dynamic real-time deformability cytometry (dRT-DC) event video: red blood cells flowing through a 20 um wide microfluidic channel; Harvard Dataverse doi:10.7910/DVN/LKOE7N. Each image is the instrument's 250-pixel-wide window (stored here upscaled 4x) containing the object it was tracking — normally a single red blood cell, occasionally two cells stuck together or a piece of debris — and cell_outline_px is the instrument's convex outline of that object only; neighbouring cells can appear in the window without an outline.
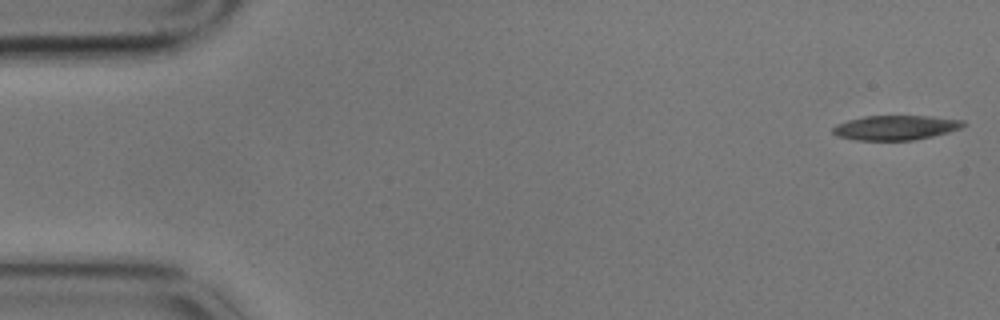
{"species": "common noctule bat (a hibernating species)", "species_latin": "Nyctalus noctula", "temperature_condition": "cold", "stored_images_in_passage": 6, "camera_frame_rate_fps": 3000, "um_per_image_px": 0.085, "animal": {"sex": "male", "body_mass_g": 17.9}, "frame": {"image": 1, "passage_image": 1, "time_ms": 0.0, "image_size_px": [1000, 320], "cell_outline_px": [[964, 124], [960, 128], [948, 132], [932, 136], [912, 140], [856, 140], [836, 136], [832, 132], [832, 128], [836, 124], [848, 120], [864, 116], [932, 116], [964, 120]], "centroid_in_image_um": [76.09, 10.84], "position_along_channel_um": 8.9, "area_um2": 18.67}}